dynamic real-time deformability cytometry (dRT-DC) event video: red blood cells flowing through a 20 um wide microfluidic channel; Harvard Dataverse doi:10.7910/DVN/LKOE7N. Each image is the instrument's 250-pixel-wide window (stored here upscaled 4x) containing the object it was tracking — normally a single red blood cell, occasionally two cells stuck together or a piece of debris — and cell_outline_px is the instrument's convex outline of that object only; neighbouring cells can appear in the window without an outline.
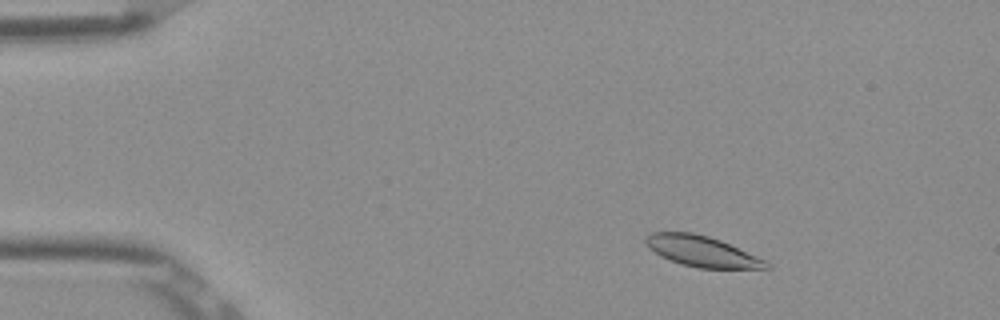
{"species": "Egyptian fruit bat (a non-hibernating species)", "species_latin": "Rousettus aegyptiacus", "temperature_condition": "room temperature", "stored_images_in_passage": 53, "segment_of_instrument_passage": [1, 2], "camera_frame_rate_fps": 3000, "um_per_image_px": 0.085, "frame": {"image": 1, "passage_image": 7, "time_ms": 2.0, "image_size_px": [1000, 320], "cell_outline_px": [[772, 268], [696, 268], [680, 264], [660, 256], [648, 248], [644, 240], [644, 236], [652, 232], [692, 232], [708, 236], [720, 240], [756, 256], [772, 264]], "centroid_in_image_um": [59.61, 21.36], "position_along_channel_um": 25.4, "area_um2": 21.56}}
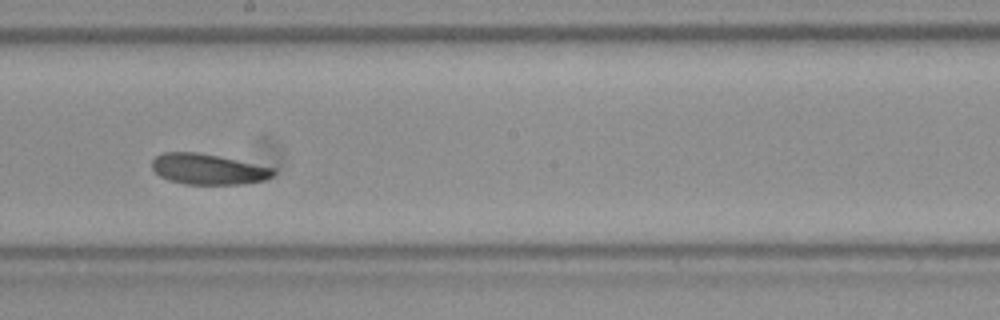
{"frame": {"image": 2, "passage_image": 29, "time_ms": 9.333, "image_size_px": [1000, 320], "cell_outline_px": [[276, 172], [272, 176], [264, 180], [240, 184], [184, 184], [168, 180], [160, 176], [152, 168], [152, 160], [156, 156], [164, 152], [196, 152], [276, 168]], "centroid_in_image_um": [17.68, 14.38], "position_along_channel_um": 230.5, "area_um2": 21.5}}
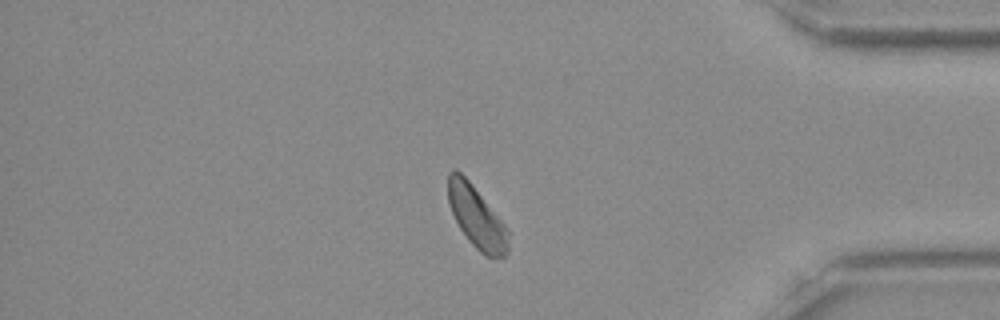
{"frame": {"image": 3, "passage_image": 44, "time_ms": 14.333, "image_size_px": [1000, 320], "cell_outline_px": [[508, 252], [504, 256], [484, 256], [468, 240], [460, 228], [452, 212], [448, 200], [448, 172], [452, 168], [456, 168], [468, 180], [508, 228]], "centroid_in_image_um": [40.5, 18.44], "position_along_channel_um": 394.7, "area_um2": 21.39}}